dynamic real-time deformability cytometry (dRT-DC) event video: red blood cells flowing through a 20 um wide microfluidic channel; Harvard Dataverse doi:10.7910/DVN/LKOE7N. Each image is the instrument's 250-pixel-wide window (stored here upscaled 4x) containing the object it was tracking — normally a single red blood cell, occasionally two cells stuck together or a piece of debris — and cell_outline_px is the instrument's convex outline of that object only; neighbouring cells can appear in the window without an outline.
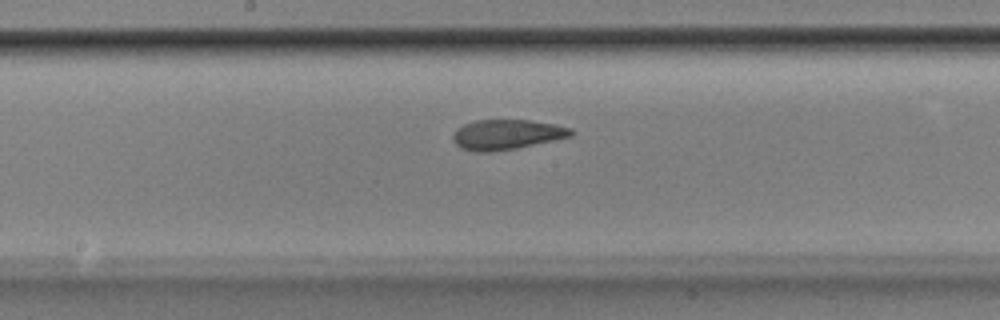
{"species": "Egyptian fruit bat (a non-hibernating species)", "species_latin": "Rousettus aegyptiacus", "temperature_condition": "room temperature", "stored_images_in_passage": 52, "camera_frame_rate_fps": 3000, "um_per_image_px": 0.085, "animal": {"sex": "male"}, "frame": {"image": 1, "passage_image": 27, "time_ms": 8.667, "image_size_px": [1000, 320], "cell_outline_px": [[572, 136], [516, 148], [492, 152], [476, 152], [460, 148], [452, 140], [452, 136], [456, 128], [464, 124], [476, 120], [528, 120], [556, 124], [572, 128]], "centroid_in_image_um": [43.03, 11.43], "position_along_channel_um": 205.2, "area_um2": 20.69}}
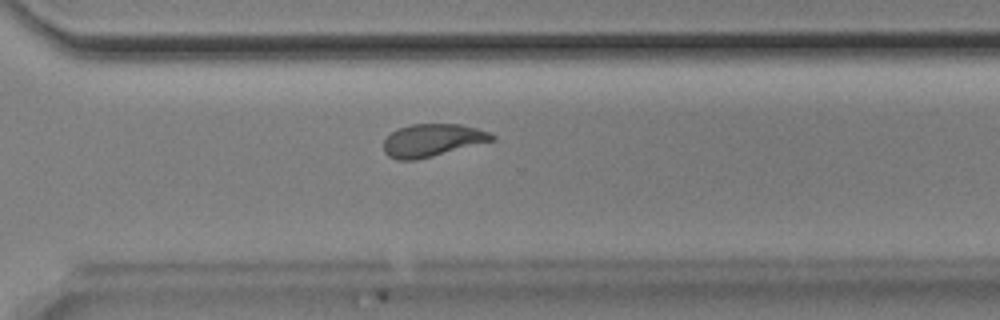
{"frame": {"image": 2, "passage_image": 37, "time_ms": 12.0, "image_size_px": [1000, 320], "cell_outline_px": [[496, 140], [416, 160], [396, 160], [388, 156], [384, 152], [384, 140], [392, 132], [400, 128], [412, 124], [460, 124], [492, 132], [496, 136]], "centroid_in_image_um": [36.78, 11.92], "position_along_channel_um": 333.8, "area_um2": 20.63}}
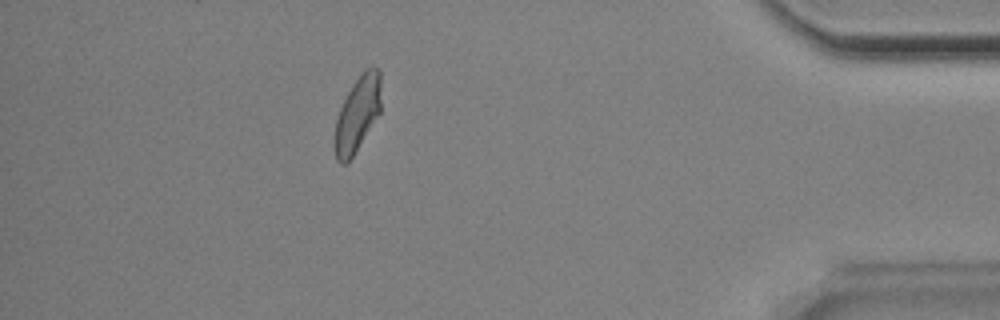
{"frame": {"image": 3, "passage_image": 46, "time_ms": 15.0, "image_size_px": [1000, 320], "cell_outline_px": [[380, 112], [352, 156], [344, 164], [340, 164], [336, 160], [336, 120], [340, 108], [352, 84], [368, 68], [376, 68], [380, 72]], "centroid_in_image_um": [30.39, 9.68], "position_along_channel_um": 404.8, "area_um2": 19.42}, "authors_computed_cell_mechanics": {"area_um2": 20.7791, "velocity_mm_per_s": 3.8757, "shape_relaxation_time_tau1_ms": 10.0384, "shape_relaxation_time_tau2_ms": 1.6803, "deformation_change_tau1": 0.2623, "deformation_change_tau2": 0.0855}}